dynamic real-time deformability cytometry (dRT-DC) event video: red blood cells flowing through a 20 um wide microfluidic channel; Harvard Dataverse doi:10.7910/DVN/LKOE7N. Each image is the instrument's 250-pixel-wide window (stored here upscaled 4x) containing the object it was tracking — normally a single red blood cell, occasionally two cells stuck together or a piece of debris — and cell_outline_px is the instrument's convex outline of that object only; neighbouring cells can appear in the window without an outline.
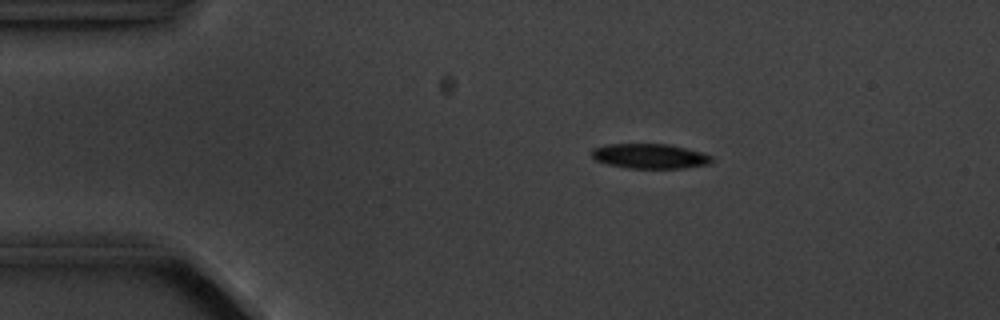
{"species": "common noctule bat (a hibernating species)", "species_latin": "Nyctalus noctula", "temperature_condition": "cold", "stored_images_in_passage": 5, "camera_frame_rate_fps": 3000, "um_per_image_px": 0.085, "animal": {"sex": "male", "body_mass_g": 20.1, "forearm_length_mm": 53.5}, "frame": {"image": 1, "passage_image": 3, "time_ms": 2.333, "image_size_px": [1000, 320], "cell_outline_px": [[712, 164], [684, 168], [624, 168], [604, 164], [596, 160], [592, 156], [592, 148], [608, 144], [668, 144], [688, 148], [712, 156]], "centroid_in_image_um": [55.23, 13.28], "position_along_channel_um": 29.8, "area_um2": 17.57}}